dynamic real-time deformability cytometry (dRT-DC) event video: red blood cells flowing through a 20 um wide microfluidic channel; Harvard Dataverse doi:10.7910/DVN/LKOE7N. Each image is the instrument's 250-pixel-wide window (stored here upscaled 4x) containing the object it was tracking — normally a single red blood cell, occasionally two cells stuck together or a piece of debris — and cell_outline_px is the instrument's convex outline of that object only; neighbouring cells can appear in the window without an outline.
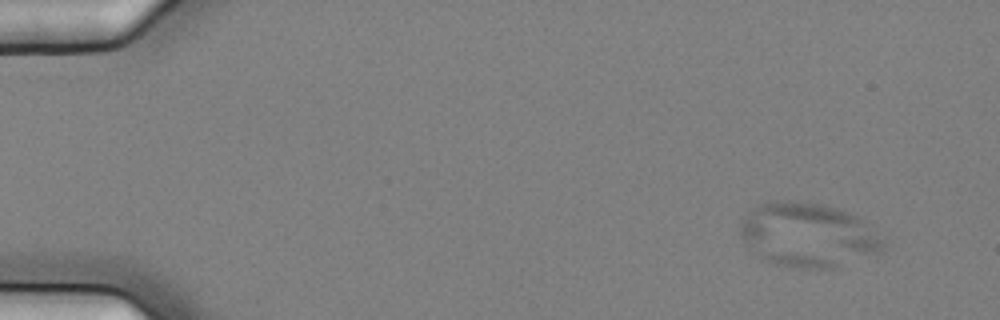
{"species": "common noctule bat (a hibernating species)", "species_latin": "Nyctalus noctula", "temperature_condition": "cold", "stored_images_in_passage": 6, "camera_frame_rate_fps": 3000, "um_per_image_px": 0.085, "animal": {"sex": "female", "body_mass_g": 25.1}, "frame": {"image": 1, "passage_image": 3, "time_ms": 0.667, "image_size_px": [1000, 320], "cell_outline_px": [[888, 244], [884, 252], [840, 268], [800, 268], [776, 264], [764, 260], [748, 244], [740, 232], [740, 224], [744, 216], [756, 204], [768, 200], [796, 200], [824, 204], [840, 208], [856, 216], [888, 240]], "centroid_in_image_um": [68.78, 19.96], "position_along_channel_um": 16.2, "area_um2": 54.56}}